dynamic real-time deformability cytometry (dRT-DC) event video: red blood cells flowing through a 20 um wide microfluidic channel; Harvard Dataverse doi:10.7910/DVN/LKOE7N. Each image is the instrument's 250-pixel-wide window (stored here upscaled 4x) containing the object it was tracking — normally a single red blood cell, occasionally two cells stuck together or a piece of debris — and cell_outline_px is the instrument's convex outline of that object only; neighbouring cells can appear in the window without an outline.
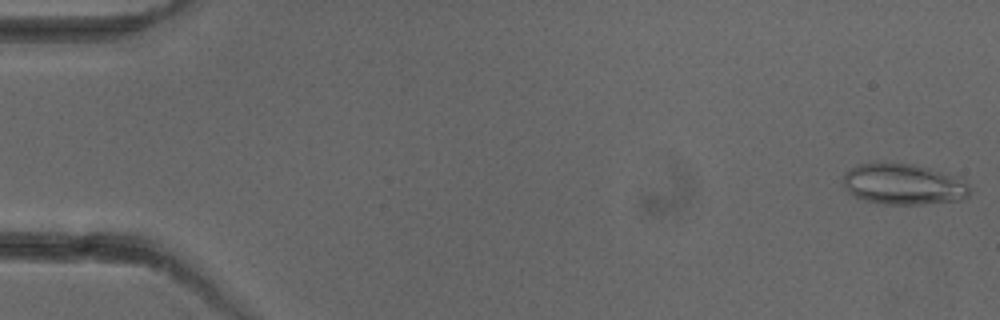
{"species": "common noctule bat (a hibernating species)", "species_latin": "Nyctalus noctula", "temperature_condition": "cold", "stored_images_in_passage": 6, "camera_frame_rate_fps": 3000, "um_per_image_px": 0.085, "animal": {"sex": "female"}, "frame": {"image": 1, "passage_image": 1, "time_ms": 0.0, "image_size_px": [1000, 320], "cell_outline_px": [[972, 188], [968, 196], [960, 200], [920, 204], [884, 204], [864, 200], [848, 192], [844, 184], [844, 172], [860, 164], [912, 164], [928, 168], [968, 184]], "centroid_in_image_um": [76.76, 15.69], "position_along_channel_um": 8.2, "area_um2": 29.25}}